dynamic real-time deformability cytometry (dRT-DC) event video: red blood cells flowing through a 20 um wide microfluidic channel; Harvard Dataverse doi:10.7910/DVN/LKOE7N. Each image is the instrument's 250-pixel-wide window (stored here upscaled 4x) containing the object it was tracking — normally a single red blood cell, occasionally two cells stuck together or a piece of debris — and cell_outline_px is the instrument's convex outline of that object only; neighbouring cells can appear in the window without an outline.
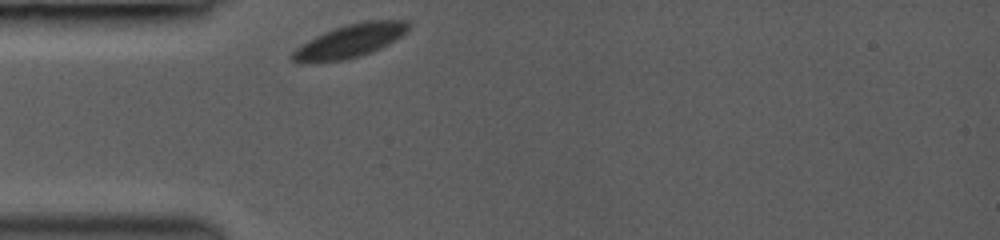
{"species": "common noctule bat (a hibernating species)", "species_latin": "Nyctalus noctula", "temperature_condition": "room temperature", "stored_images_in_passage": 52, "camera_frame_rate_fps": 3000, "um_per_image_px": 0.085, "animal": {"sex": "female", "body_mass_g": 19.0, "forearm_length_mm": 53.3}, "frame": {"image": 1, "passage_image": 1, "time_ms": 0.0, "image_size_px": [1000, 240], "cell_outline_px": [[412, 24], [396, 40], [372, 52], [360, 56], [344, 60], [304, 64], [300, 64], [292, 60], [292, 52], [296, 48], [308, 40], [324, 32], [344, 24], [368, 20], [408, 20]], "centroid_in_image_um": [29.73, 3.49], "position_along_channel_um": 55.3, "area_um2": 22.72}}
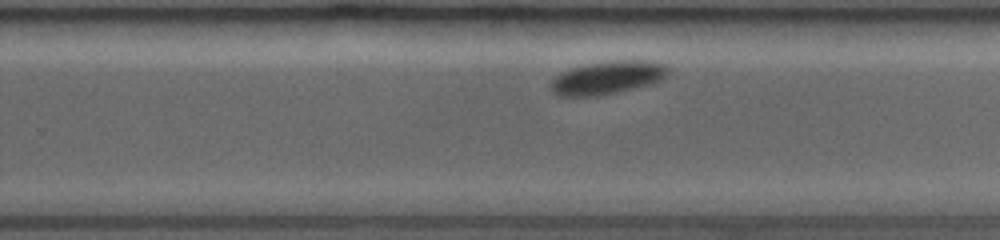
{"frame": {"image": 2, "passage_image": 34, "time_ms": 6.0, "image_size_px": [1000, 240], "cell_outline_px": [[668, 72], [660, 80], [652, 84], [616, 92], [596, 96], [556, 96], [552, 92], [552, 80], [560, 72], [572, 68], [588, 64], [616, 60], [652, 60], [664, 64], [668, 68]], "centroid_in_image_um": [51.64, 6.59], "position_along_channel_um": 278.2, "area_um2": 22.54}}
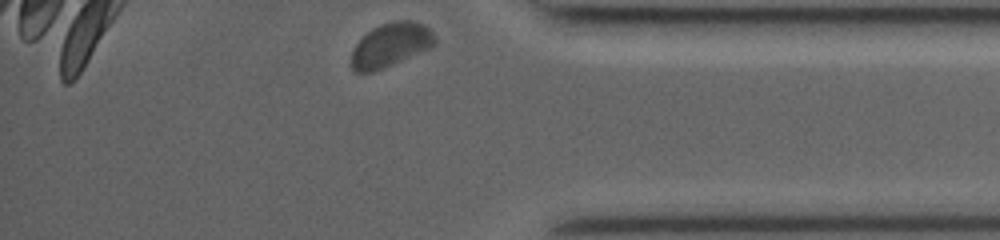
{"frame": {"image": 3, "passage_image": 51, "time_ms": 9.333, "image_size_px": [1000, 240], "cell_outline_px": [[436, 44], [432, 48], [384, 68], [372, 72], [356, 72], [352, 68], [352, 48], [372, 28], [380, 24], [392, 20], [412, 20], [424, 24], [436, 36]], "centroid_in_image_um": [33.25, 3.81], "position_along_channel_um": 402.0, "area_um2": 21.56}, "authors_computed_cell_mechanics": {"area_um2": 22.7154, "velocity_mm_per_s": 3.8239, "shape_relaxation_time_tau1_ms": 1.6202, "shape_relaxation_time_tau2_ms": null, "deformation_change_tau1": 0.0291, "deformation_change_tau2": null}}